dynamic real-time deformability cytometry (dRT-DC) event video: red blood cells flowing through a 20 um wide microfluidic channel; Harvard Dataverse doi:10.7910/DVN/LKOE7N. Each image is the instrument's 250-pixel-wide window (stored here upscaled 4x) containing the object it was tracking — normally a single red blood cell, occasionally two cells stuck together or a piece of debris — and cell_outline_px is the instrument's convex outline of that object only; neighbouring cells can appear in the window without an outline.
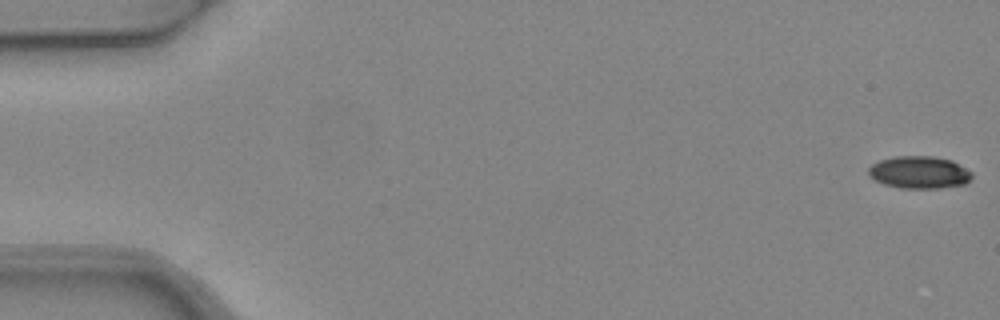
{"species": "common noctule bat (a hibernating species)", "species_latin": "Nyctalus noctula", "temperature_condition": "warm", "stored_images_in_passage": 6, "camera_frame_rate_fps": 3000, "um_per_image_px": 0.085, "animal": {"sex": "female", "body_mass_g": 24.6, "forearm_length_mm": 56.2}, "frame": {"image": 1, "passage_image": 1, "time_ms": 0.0, "image_size_px": [1000, 320], "cell_outline_px": [[972, 176], [964, 184], [940, 188], [900, 188], [884, 184], [876, 180], [868, 172], [868, 168], [872, 164], [880, 160], [892, 156], [932, 156], [952, 160], [972, 172]], "centroid_in_image_um": [78.13, 14.64], "position_along_channel_um": 6.9, "area_um2": 19.42}}
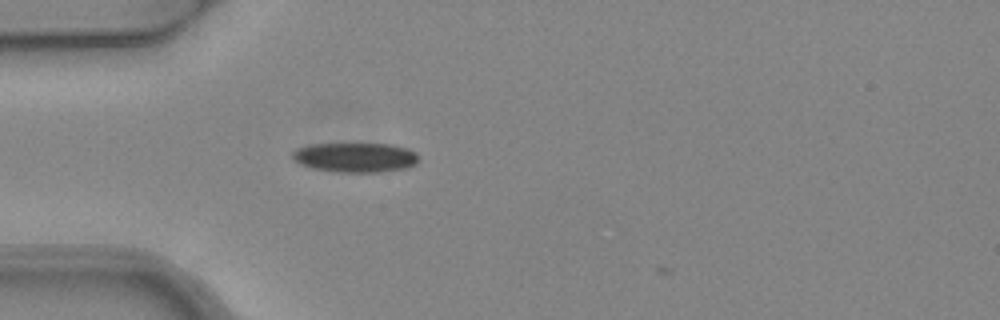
{"frame": {"image": 2, "passage_image": 5, "time_ms": 1.333, "image_size_px": [1000, 320], "cell_outline_px": [[416, 164], [404, 168], [380, 172], [340, 172], [312, 168], [300, 164], [292, 160], [292, 152], [296, 148], [312, 144], [392, 144], [408, 148], [416, 152]], "centroid_in_image_um": [30.17, 13.37], "position_along_channel_um": 54.8, "area_um2": 21.73}}